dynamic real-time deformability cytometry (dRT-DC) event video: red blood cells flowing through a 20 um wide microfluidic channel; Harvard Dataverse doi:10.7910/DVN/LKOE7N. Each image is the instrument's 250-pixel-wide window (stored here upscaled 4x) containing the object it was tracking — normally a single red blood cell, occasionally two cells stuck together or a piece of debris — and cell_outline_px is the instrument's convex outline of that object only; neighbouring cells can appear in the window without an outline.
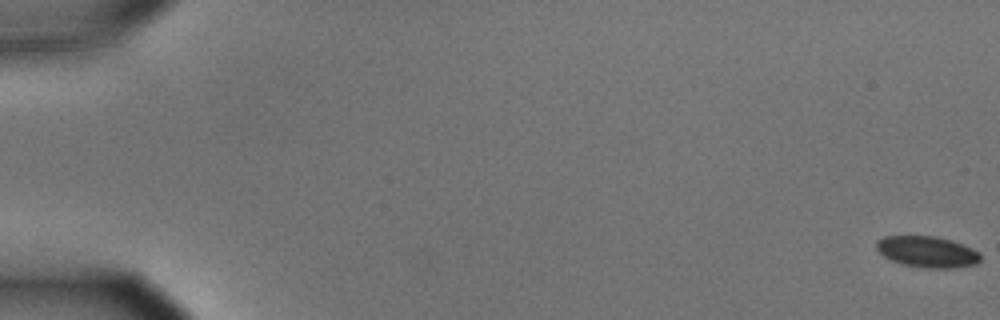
{"species": "common noctule bat (a hibernating species)", "species_latin": "Nyctalus noctula", "temperature_condition": "cold", "stored_images_in_passage": 19, "camera_frame_rate_fps": 3000, "um_per_image_px": 0.085, "animal": {"sex": "male", "body_mass_g": 15.6}, "frame": {"image": 1, "passage_image": 1, "time_ms": 0.0, "image_size_px": [1000, 320], "cell_outline_px": [[980, 260], [976, 264], [952, 268], [924, 268], [900, 264], [884, 256], [876, 248], [876, 240], [884, 236], [936, 236], [952, 240], [972, 248], [980, 252]], "centroid_in_image_um": [78.81, 21.4], "position_along_channel_um": 6.2, "area_um2": 19.02}}
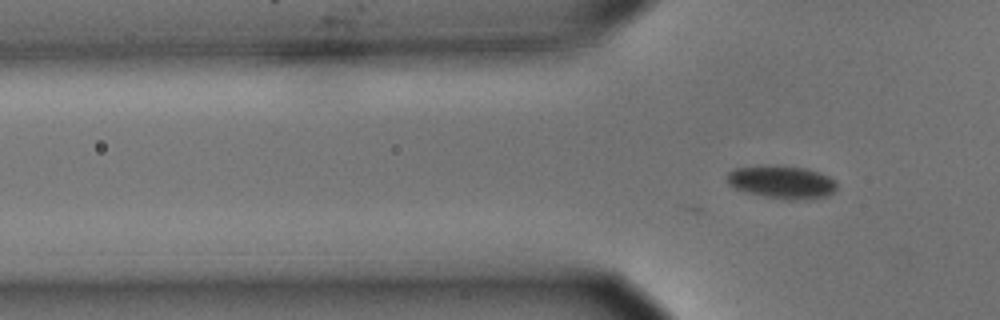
{"frame": {"image": 2, "passage_image": 19, "time_ms": 6.0, "image_size_px": [1000, 320], "cell_outline_px": [[836, 188], [828, 196], [796, 200], [788, 200], [764, 196], [744, 192], [728, 184], [728, 172], [732, 168], [764, 164], [776, 164], [804, 168], [828, 176], [836, 180]], "centroid_in_image_um": [66.41, 15.45], "position_along_channel_um": 59.4, "area_um2": 21.33}}